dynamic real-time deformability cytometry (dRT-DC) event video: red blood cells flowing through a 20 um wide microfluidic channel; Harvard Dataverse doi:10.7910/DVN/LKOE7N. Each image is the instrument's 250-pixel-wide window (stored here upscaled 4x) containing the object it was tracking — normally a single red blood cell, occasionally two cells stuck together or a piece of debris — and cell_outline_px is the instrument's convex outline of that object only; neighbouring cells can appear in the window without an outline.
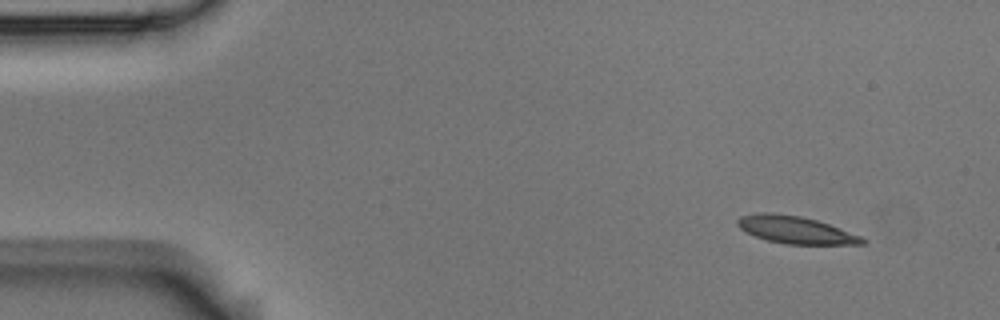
{"species": "Egyptian fruit bat (a non-hibernating species)", "species_latin": "Rousettus aegyptiacus", "temperature_condition": "room temperature", "stored_images_in_passage": 4, "camera_frame_rate_fps": 3000, "um_per_image_px": 0.085, "animal": {"sex": "male"}, "frame": {"image": 1, "passage_image": 1, "time_ms": 0.0, "image_size_px": [1000, 320], "cell_outline_px": [[868, 244], [784, 244], [768, 240], [744, 232], [736, 224], [736, 220], [740, 216], [764, 212], [772, 212], [800, 216], [816, 220], [828, 224], [860, 236], [868, 240]], "centroid_in_image_um": [67.6, 19.54], "position_along_channel_um": 17.4, "area_um2": 19.83}}